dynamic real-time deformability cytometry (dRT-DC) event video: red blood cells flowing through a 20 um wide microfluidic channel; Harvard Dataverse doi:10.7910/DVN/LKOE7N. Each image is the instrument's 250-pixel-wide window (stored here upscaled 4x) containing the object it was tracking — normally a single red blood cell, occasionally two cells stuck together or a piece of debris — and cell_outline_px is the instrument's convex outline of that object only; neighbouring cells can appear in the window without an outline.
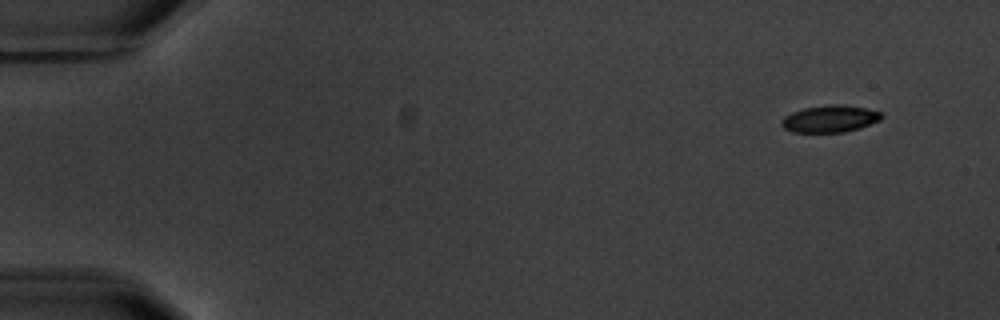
{"species": "common noctule bat (a hibernating species)", "species_latin": "Nyctalus noctula", "temperature_condition": "warm", "stored_images_in_passage": 5, "camera_frame_rate_fps": 3000, "um_per_image_px": 0.085, "animal": {"sex": "male", "body_mass_g": 20.1, "forearm_length_mm": 53.5}, "frame": {"image": 1, "passage_image": 1, "time_ms": 0.0, "image_size_px": [1000, 320], "cell_outline_px": [[884, 116], [880, 120], [860, 128], [844, 132], [792, 132], [784, 128], [780, 124], [780, 120], [784, 116], [792, 112], [804, 108], [828, 104], [840, 104], [864, 108], [880, 112]], "centroid_in_image_um": [70.52, 10.1], "position_along_channel_um": 14.5, "area_um2": 15.78}}